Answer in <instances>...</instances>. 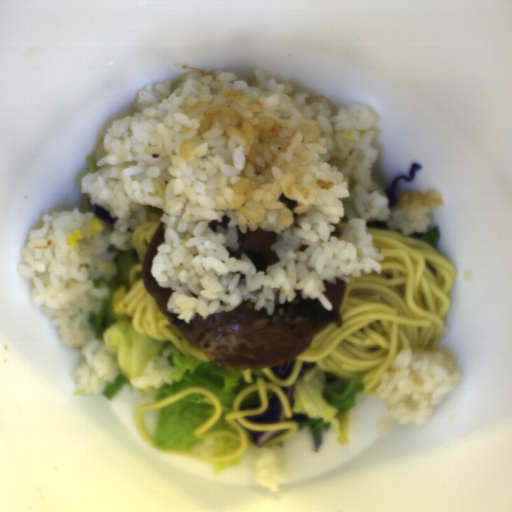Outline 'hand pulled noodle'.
<instances>
[{"instance_id":"1","label":"hand pulled noodle","mask_w":512,"mask_h":512,"mask_svg":"<svg viewBox=\"0 0 512 512\" xmlns=\"http://www.w3.org/2000/svg\"><path fill=\"white\" fill-rule=\"evenodd\" d=\"M382 258L379 272L360 271L346 281L342 301V324L331 323L317 331L306 351L294 359L295 368L285 379H277L269 366L242 369L246 386L234 397L232 410L225 419L237 434L229 430L203 433L218 423L222 415L219 399L208 389L192 385L176 396L157 402V398L136 414V427L142 438L153 449L166 454L181 453L208 462H228L247 450L262 451L297 432L299 421L273 424H254L245 416L265 413L274 396L279 398V408L287 418L293 411L282 388L292 386L304 361H316L324 371L336 378L350 380L357 373L361 376V389L356 394H377L383 376L391 370L397 356L405 350H433L438 353L441 339L447 336L450 326L444 316L451 302L447 295L454 283L455 266L445 255L426 243L394 229H367ZM256 391L261 407L253 411L239 410L246 394ZM204 393L215 401L216 413L197 428L199 437H232L243 441L232 456L209 458L191 452L165 450L156 444L155 427L157 410L189 393ZM247 429L277 430L290 428L283 435L255 447Z\"/></svg>"},{"instance_id":"2","label":"hand pulled noodle","mask_w":512,"mask_h":512,"mask_svg":"<svg viewBox=\"0 0 512 512\" xmlns=\"http://www.w3.org/2000/svg\"><path fill=\"white\" fill-rule=\"evenodd\" d=\"M161 216L158 213H149L147 221L137 226L134 236L135 252L138 262L127 274L131 285L130 292L124 287L115 291L113 306L116 312L127 313L135 331L147 334L151 338L169 341L178 351L191 355L202 362H216L207 357L205 352L184 336L162 314L144 283V262L152 235Z\"/></svg>"}]
</instances>
